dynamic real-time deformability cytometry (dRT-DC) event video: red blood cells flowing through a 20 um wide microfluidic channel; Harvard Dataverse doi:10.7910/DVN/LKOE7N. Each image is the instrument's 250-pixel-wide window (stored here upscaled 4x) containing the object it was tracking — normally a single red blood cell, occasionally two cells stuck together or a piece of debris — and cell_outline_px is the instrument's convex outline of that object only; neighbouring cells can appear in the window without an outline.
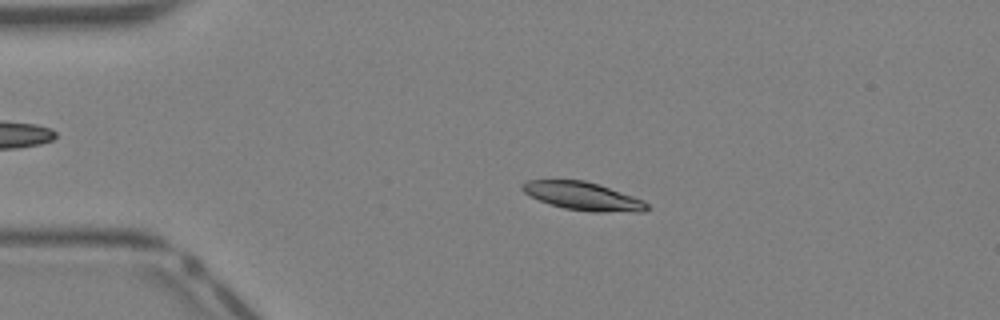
{"species": "Egyptian fruit bat (a non-hibernating species)", "species_latin": "Rousettus aegyptiacus", "temperature_condition": "warm", "stored_images_in_passage": 36, "camera_frame_rate_fps": 3000, "um_per_image_px": 0.085, "animal": {"sex": "female"}, "frame": {"image": 1, "passage_image": 5, "time_ms": 1.333, "image_size_px": [1000, 320], "cell_outline_px": [[652, 208], [644, 212], [592, 212], [564, 208], [540, 200], [524, 192], [520, 188], [520, 184], [528, 180], [584, 180], [600, 184], [644, 200]], "centroid_in_image_um": [49.61, 16.68], "position_along_channel_um": 35.4, "area_um2": 20.58}}
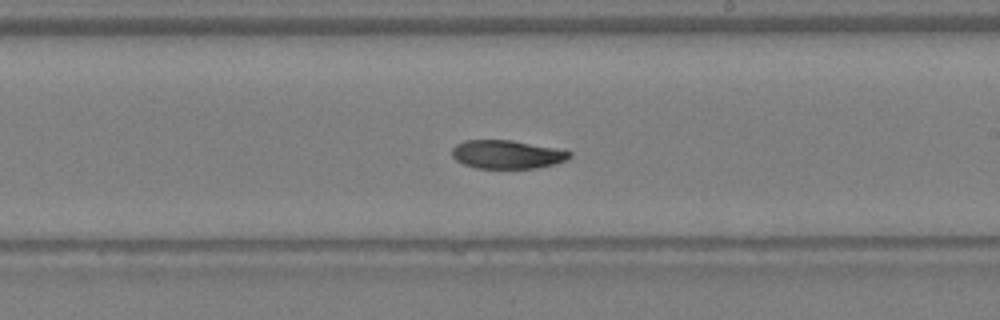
{"frame": {"image": 2, "passage_image": 20, "time_ms": 6.333, "image_size_px": [1000, 320], "cell_outline_px": [[572, 156], [568, 160], [556, 164], [536, 168], [476, 168], [464, 164], [456, 160], [452, 156], [452, 148], [456, 144], [464, 140], [512, 140], [572, 152]], "centroid_in_image_um": [43.09, 13.13], "position_along_channel_um": 245.9, "area_um2": 19.48}}
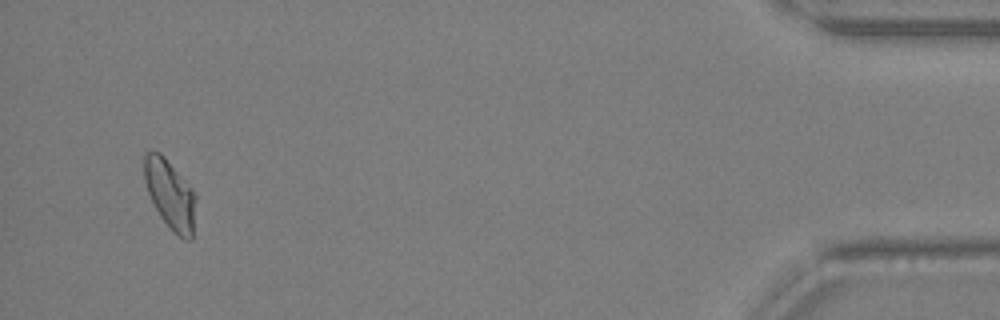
{"frame": {"image": 3, "passage_image": 35, "time_ms": 11.333, "image_size_px": [1000, 320], "cell_outline_px": [[196, 196], [192, 240], [184, 240], [172, 232], [160, 216], [148, 192], [144, 180], [144, 156], [148, 152], [160, 152], [164, 156], [192, 188]], "centroid_in_image_um": [14.47, 16.55], "position_along_channel_um": 420.7, "area_um2": 20.69}}